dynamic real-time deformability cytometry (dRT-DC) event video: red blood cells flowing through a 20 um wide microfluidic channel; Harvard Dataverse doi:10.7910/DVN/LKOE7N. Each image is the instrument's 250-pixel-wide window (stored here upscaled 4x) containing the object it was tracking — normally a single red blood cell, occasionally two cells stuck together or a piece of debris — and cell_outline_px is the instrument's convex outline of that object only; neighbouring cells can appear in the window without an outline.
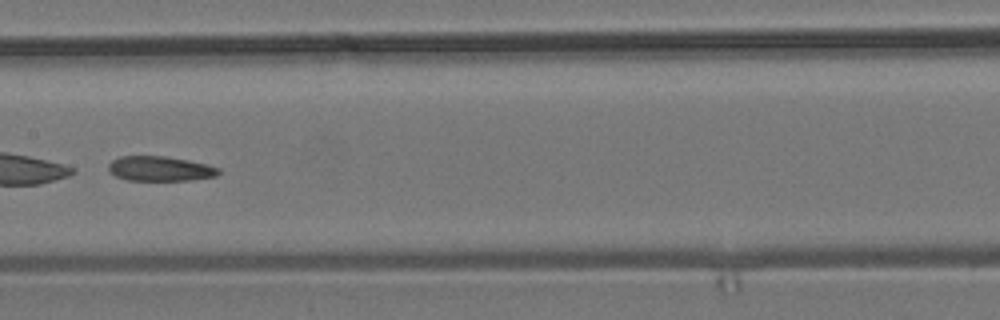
{"species": "common noctule bat (a hibernating species)", "species_latin": "Nyctalus noctula", "temperature_condition": "room temperature", "stored_images_in_passage": 9, "camera_frame_rate_fps": 3000, "um_per_image_px": 0.085, "animal": {"sex": "male", "body_mass_g": 19.2, "forearm_length_mm": 51.8}, "frame": {"image": 1, "passage_image": 7, "time_ms": 2.0, "image_size_px": [1000, 320], "cell_outline_px": [[220, 172], [216, 176], [192, 180], [128, 180], [116, 176], [108, 172], [108, 164], [112, 160], [120, 156], [164, 156], [188, 160], [220, 168]], "centroid_in_image_um": [13.58, 14.34], "position_along_channel_um": 193.8, "area_um2": 15.9}}
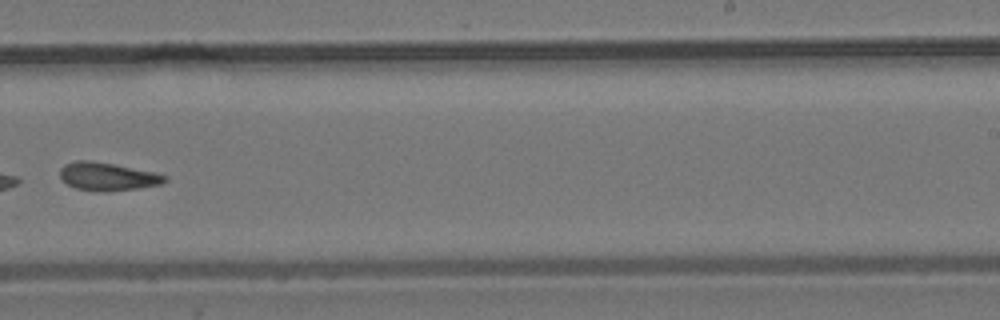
{"frame": {"image": 2, "passage_image": 9, "time_ms": 2.667, "image_size_px": [1000, 320], "cell_outline_px": [[168, 180], [160, 184], [136, 188], [100, 192], [76, 188], [68, 184], [60, 176], [60, 168], [64, 164], [76, 160], [92, 160], [152, 172], [168, 176]], "centroid_in_image_um": [9.11, 14.99], "position_along_channel_um": 279.9, "area_um2": 16.88}}